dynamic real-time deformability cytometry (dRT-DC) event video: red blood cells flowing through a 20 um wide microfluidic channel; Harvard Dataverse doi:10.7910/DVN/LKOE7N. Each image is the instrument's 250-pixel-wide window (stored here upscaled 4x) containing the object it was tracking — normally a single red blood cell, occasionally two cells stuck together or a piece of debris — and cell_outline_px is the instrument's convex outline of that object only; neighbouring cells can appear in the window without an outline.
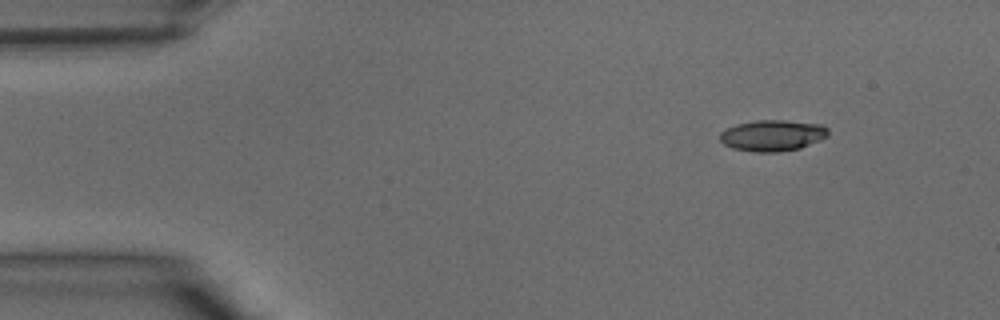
{"species": "common noctule bat (a hibernating species)", "species_latin": "Nyctalus noctula", "temperature_condition": "warm", "stored_images_in_passage": 36, "camera_frame_rate_fps": 3000, "um_per_image_px": 0.085, "animal": {"sex": "male", "body_mass_g": 15.6}, "frame": {"image": 1, "passage_image": 1, "time_ms": 0.0, "image_size_px": [1000, 320], "cell_outline_px": [[828, 136], [820, 140], [800, 148], [780, 152], [756, 152], [732, 148], [724, 144], [720, 140], [720, 132], [736, 124], [756, 120], [784, 120], [820, 124], [828, 128]], "centroid_in_image_um": [65.66, 11.51], "position_along_channel_um": 19.3, "area_um2": 19.65}}
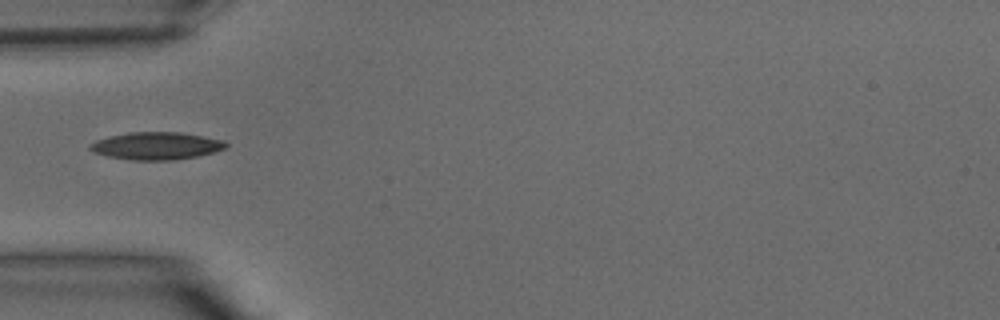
{"frame": {"image": 2, "passage_image": 9, "time_ms": 2.667, "image_size_px": [1000, 320], "cell_outline_px": [[228, 148], [216, 152], [176, 160], [132, 160], [108, 156], [96, 152], [88, 148], [88, 144], [96, 140], [128, 132], [180, 132], [224, 140], [228, 144]], "centroid_in_image_um": [13.34, 12.4], "position_along_channel_um": 71.7, "area_um2": 21.79}}
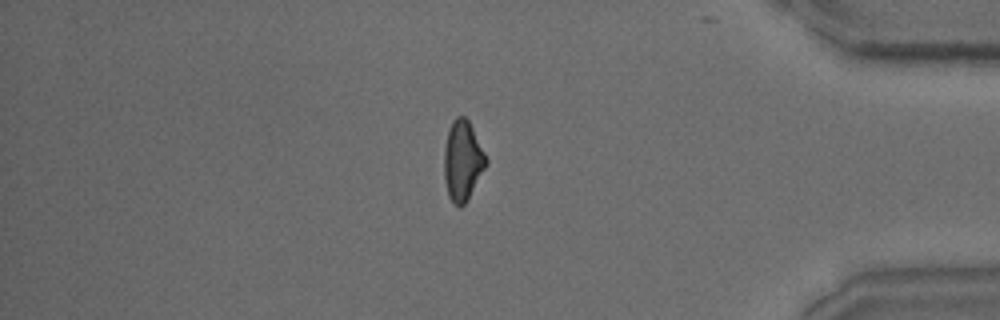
{"frame": {"image": 3, "passage_image": 30, "time_ms": 9.667, "image_size_px": [1000, 320], "cell_outline_px": [[488, 164], [464, 204], [460, 208], [448, 196], [444, 180], [444, 148], [448, 132], [452, 120], [456, 116], [464, 116], [468, 120], [488, 160]], "centroid_in_image_um": [39.31, 13.65], "position_along_channel_um": 395.9, "area_um2": 19.36}}